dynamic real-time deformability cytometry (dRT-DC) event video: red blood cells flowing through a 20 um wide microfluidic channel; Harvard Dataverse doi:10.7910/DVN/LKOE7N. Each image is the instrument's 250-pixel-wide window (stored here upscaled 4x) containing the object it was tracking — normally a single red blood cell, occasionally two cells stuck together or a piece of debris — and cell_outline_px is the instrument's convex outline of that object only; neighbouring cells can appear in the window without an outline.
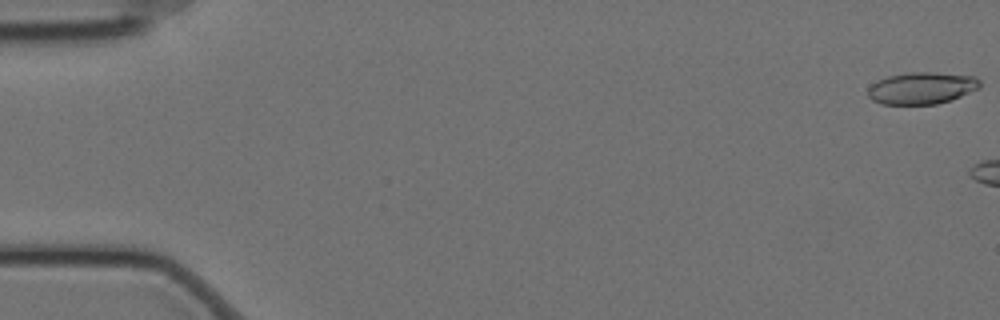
{"species": "Egyptian fruit bat (a non-hibernating species)", "species_latin": "Rousettus aegyptiacus", "temperature_condition": "cold", "stored_images_in_passage": 9, "camera_frame_rate_fps": 3000, "um_per_image_px": 0.085, "animal": {"sex": "female"}, "frame": {"image": 1, "passage_image": 1, "time_ms": 0.0, "image_size_px": [1000, 320], "cell_outline_px": [[980, 88], [952, 100], [936, 104], [880, 104], [872, 100], [868, 96], [868, 88], [876, 80], [888, 76], [908, 72], [936, 72], [976, 76], [980, 80]], "centroid_in_image_um": [78.36, 7.48], "position_along_channel_um": 6.6, "area_um2": 21.1}}